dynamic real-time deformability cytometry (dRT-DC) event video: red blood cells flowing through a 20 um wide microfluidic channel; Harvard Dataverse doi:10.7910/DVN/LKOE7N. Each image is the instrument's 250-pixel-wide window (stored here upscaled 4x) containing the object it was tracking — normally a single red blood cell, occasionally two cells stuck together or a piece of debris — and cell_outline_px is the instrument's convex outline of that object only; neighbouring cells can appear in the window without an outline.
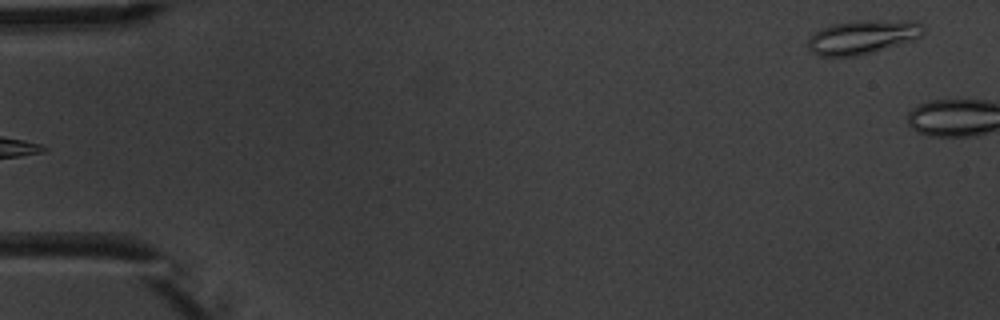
{"species": "common noctule bat (a hibernating species)", "species_latin": "Nyctalus noctula", "temperature_condition": "warm", "stored_images_in_passage": 5, "segment_of_instrument_passage": [2, 2], "camera_frame_rate_fps": 3000, "um_per_image_px": 0.085, "animal": {"sex": "male", "body_mass_g": 20.1, "forearm_length_mm": 53.5}, "frame": {"image": 1, "passage_image": 5, "time_ms": 4.333, "image_size_px": [1000, 320], "cell_outline_px": [[924, 32], [920, 36], [912, 40], [872, 52], [856, 56], [820, 56], [812, 52], [808, 48], [808, 36], [832, 24], [856, 20], [916, 20], [924, 28]], "centroid_in_image_um": [73.32, 3.13], "position_along_channel_um": 11.7, "area_um2": 22.77}}